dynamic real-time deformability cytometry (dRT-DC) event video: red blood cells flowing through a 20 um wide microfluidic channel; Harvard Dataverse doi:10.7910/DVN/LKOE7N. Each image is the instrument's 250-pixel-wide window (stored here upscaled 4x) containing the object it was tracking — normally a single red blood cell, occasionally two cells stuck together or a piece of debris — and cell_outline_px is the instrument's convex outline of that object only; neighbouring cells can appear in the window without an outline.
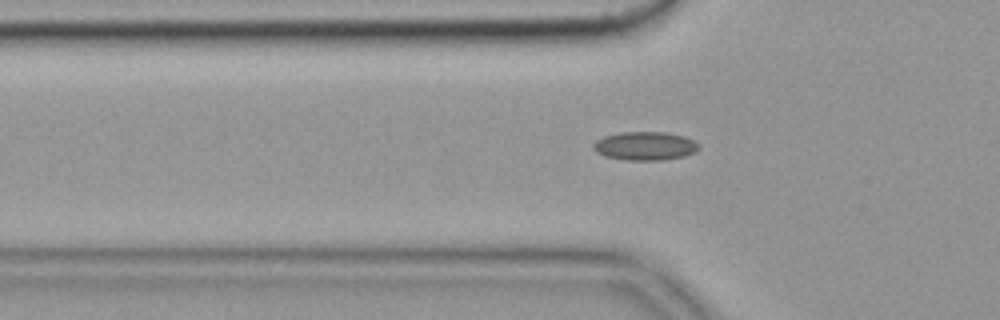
{"species": "common noctule bat (a hibernating species)", "species_latin": "Nyctalus noctula", "temperature_condition": "cold", "stored_images_in_passage": 45, "camera_frame_rate_fps": 3000, "um_per_image_px": 0.085, "animal": {"sex": "female", "body_mass_g": 19.9}, "frame": {"image": 1, "passage_image": 8, "time_ms": 2.333, "image_size_px": [1000, 320], "cell_outline_px": [[700, 148], [696, 152], [684, 156], [664, 160], [628, 160], [604, 156], [596, 152], [592, 148], [592, 144], [596, 140], [604, 136], [620, 132], [664, 132], [684, 136], [700, 144]], "centroid_in_image_um": [54.83, 12.41], "position_along_channel_um": 71.0, "area_um2": 17.69}}
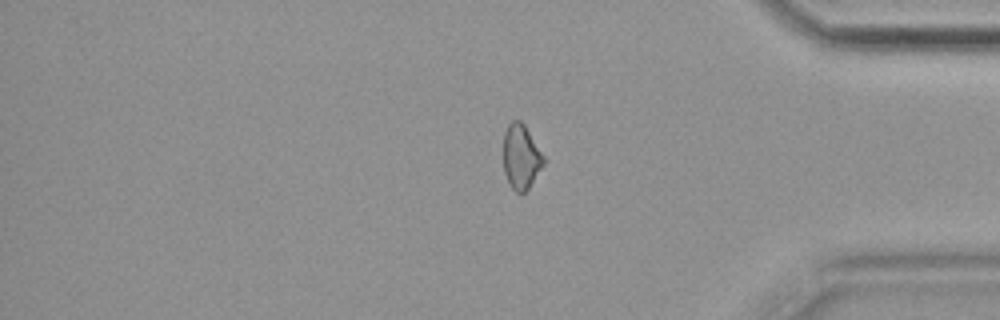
{"frame": {"image": 2, "passage_image": 36, "time_ms": 11.667, "image_size_px": [1000, 320], "cell_outline_px": [[544, 164], [528, 188], [524, 192], [516, 192], [512, 188], [504, 172], [504, 132], [508, 124], [512, 120], [520, 120], [524, 124], [544, 156]], "centroid_in_image_um": [44.28, 13.3], "position_along_channel_um": 390.9, "area_um2": 14.91}}
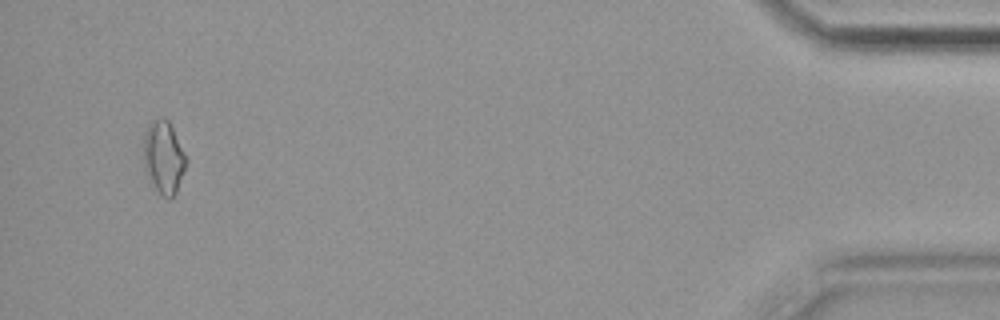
{"frame": {"image": 3, "passage_image": 43, "time_ms": 14.0, "image_size_px": [1000, 320], "cell_outline_px": [[188, 160], [184, 172], [176, 192], [168, 200], [148, 180], [144, 168], [144, 128], [152, 120], [168, 120]], "centroid_in_image_um": [13.9, 13.39], "position_along_channel_um": 421.3, "area_um2": 17.86}, "authors_computed_cell_mechanics": {"area_um2": 16.0684, "velocity_mm_per_s": 3.6508, "shape_relaxation_time_tau1_ms": null, "shape_relaxation_time_tau2_ms": 4.5128, "deformation_change_tau1": null, "deformation_change_tau2": 0.0936}}